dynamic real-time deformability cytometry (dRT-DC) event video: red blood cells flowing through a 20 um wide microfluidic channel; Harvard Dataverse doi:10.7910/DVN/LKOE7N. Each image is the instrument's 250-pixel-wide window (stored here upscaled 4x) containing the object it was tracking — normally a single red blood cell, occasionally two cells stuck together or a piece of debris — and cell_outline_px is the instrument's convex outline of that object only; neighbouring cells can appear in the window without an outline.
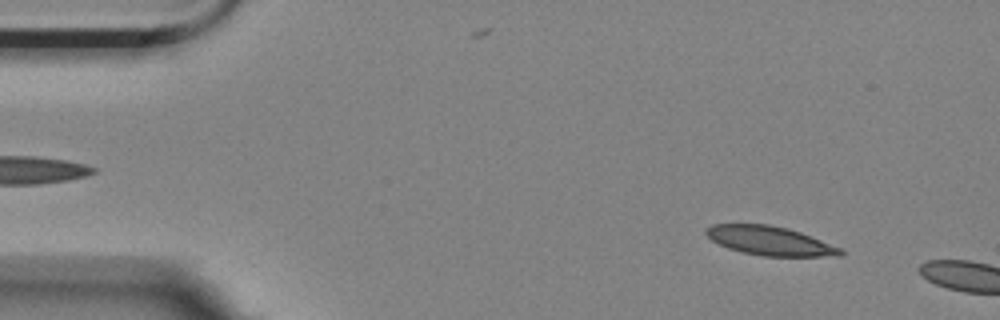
{"species": "Egyptian fruit bat (a non-hibernating species)", "species_latin": "Rousettus aegyptiacus", "temperature_condition": "room temperature", "stored_images_in_passage": 2, "camera_frame_rate_fps": 3000, "um_per_image_px": 0.085, "animal": {"sex": "female"}, "frame": {"image": 1, "passage_image": 1, "time_ms": 0.0, "image_size_px": [1000, 320], "cell_outline_px": [[844, 252], [840, 256], [764, 256], [740, 252], [728, 248], [712, 240], [704, 232], [704, 228], [712, 224], [768, 224], [788, 228], [800, 232], [840, 248]], "centroid_in_image_um": [65.39, 20.46], "position_along_channel_um": 19.6, "area_um2": 22.6}}